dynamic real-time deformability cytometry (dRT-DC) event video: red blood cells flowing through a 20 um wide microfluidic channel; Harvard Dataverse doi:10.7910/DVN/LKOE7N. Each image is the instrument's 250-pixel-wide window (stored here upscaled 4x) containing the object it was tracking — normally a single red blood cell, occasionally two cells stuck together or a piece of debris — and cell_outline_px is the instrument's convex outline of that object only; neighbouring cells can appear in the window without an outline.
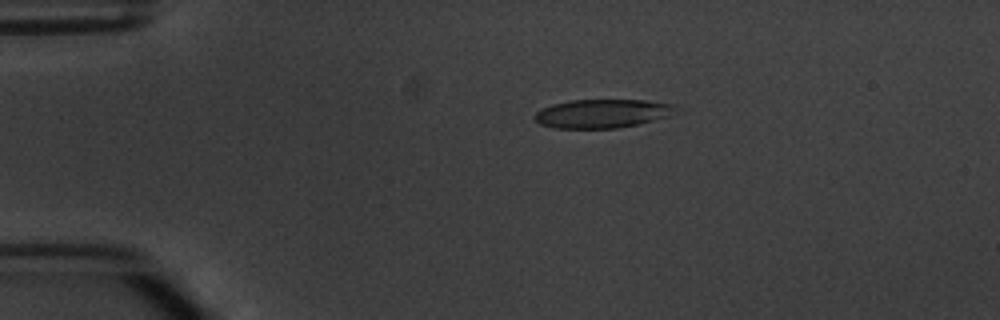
{"species": "common noctule bat (a hibernating species)", "species_latin": "Nyctalus noctula", "temperature_condition": "warm", "stored_images_in_passage": 6, "camera_frame_rate_fps": 3000, "um_per_image_px": 0.085, "animal": {"sex": "male", "body_mass_g": 20.1, "forearm_length_mm": 53.5}, "frame": {"image": 1, "passage_image": 3, "time_ms": 2.333, "image_size_px": [1000, 320], "cell_outline_px": [[676, 108], [668, 116], [636, 124], [616, 128], [552, 128], [540, 124], [532, 116], [536, 112], [552, 104], [572, 100], [644, 100], [676, 104]], "centroid_in_image_um": [51.15, 9.65], "position_along_channel_um": 33.9, "area_um2": 23.35}}
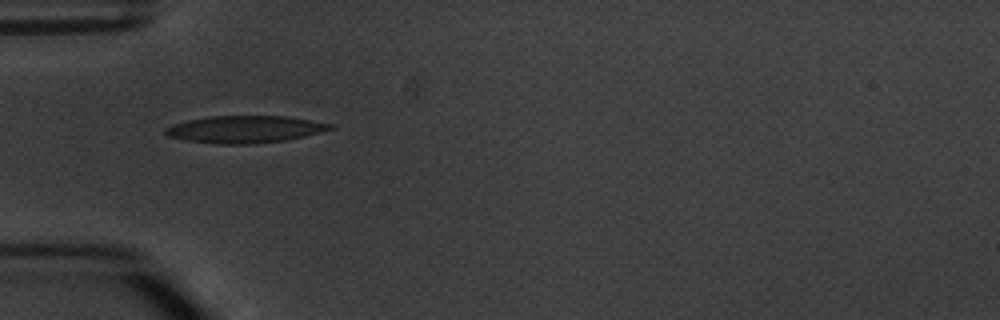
{"frame": {"image": 2, "passage_image": 4, "time_ms": 4.333, "image_size_px": [1000, 320], "cell_outline_px": [[336, 128], [288, 140], [252, 144], [216, 144], [184, 140], [168, 136], [164, 132], [164, 128], [172, 124], [188, 120], [208, 116], [288, 116], [336, 124]], "centroid_in_image_um": [20.84, 10.99], "position_along_channel_um": 64.2, "area_um2": 26.41}}
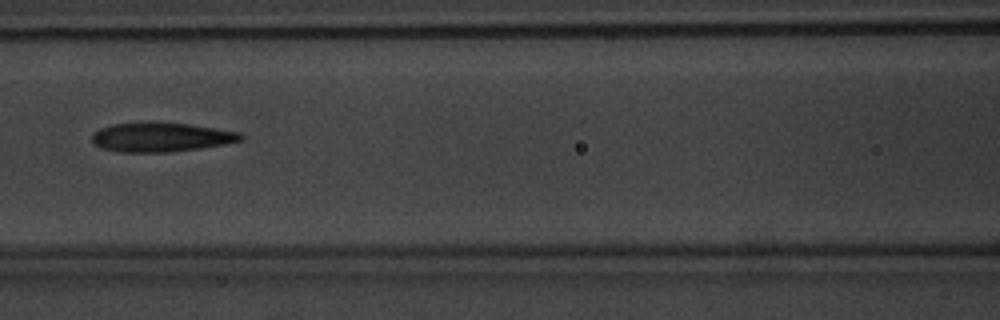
{"frame": {"image": 3, "passage_image": 6, "time_ms": 6.667, "image_size_px": [1000, 320], "cell_outline_px": [[244, 140], [224, 144], [200, 148], [168, 152], [120, 152], [100, 148], [92, 140], [92, 136], [100, 128], [112, 124], [188, 124], [216, 128], [240, 132], [244, 136]], "centroid_in_image_um": [13.74, 11.69], "position_along_channel_um": 152.9, "area_um2": 24.68}}